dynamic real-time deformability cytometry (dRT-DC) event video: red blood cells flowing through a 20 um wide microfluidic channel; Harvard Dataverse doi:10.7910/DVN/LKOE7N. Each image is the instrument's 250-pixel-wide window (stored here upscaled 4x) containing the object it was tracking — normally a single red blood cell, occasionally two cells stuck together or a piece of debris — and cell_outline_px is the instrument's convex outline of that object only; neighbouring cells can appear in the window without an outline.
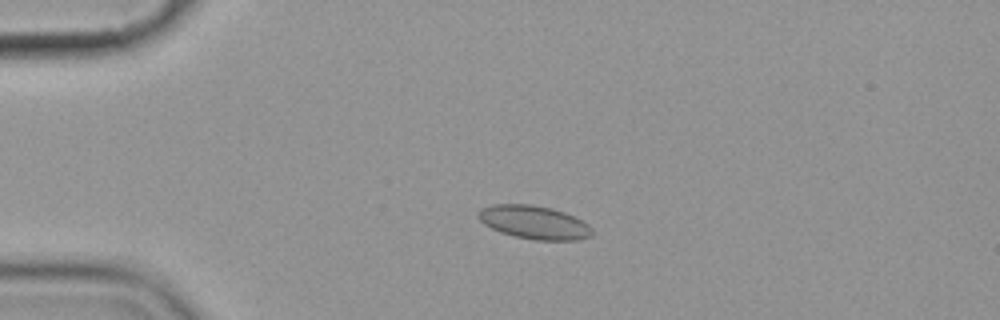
{"species": "common noctule bat (a hibernating species)", "species_latin": "Nyctalus noctula", "temperature_condition": "cold", "stored_images_in_passage": 5, "camera_frame_rate_fps": 3000, "um_per_image_px": 0.085, "animal": {"sex": "female", "body_mass_g": 19.9}, "frame": {"image": 1, "passage_image": 4, "time_ms": 3.333, "image_size_px": [1000, 320], "cell_outline_px": [[592, 236], [580, 240], [532, 240], [500, 232], [484, 224], [480, 220], [476, 212], [480, 208], [492, 204], [532, 204], [552, 208], [564, 212], [588, 224], [592, 228]], "centroid_in_image_um": [45.38, 18.89], "position_along_channel_um": 39.6, "area_um2": 22.25}}